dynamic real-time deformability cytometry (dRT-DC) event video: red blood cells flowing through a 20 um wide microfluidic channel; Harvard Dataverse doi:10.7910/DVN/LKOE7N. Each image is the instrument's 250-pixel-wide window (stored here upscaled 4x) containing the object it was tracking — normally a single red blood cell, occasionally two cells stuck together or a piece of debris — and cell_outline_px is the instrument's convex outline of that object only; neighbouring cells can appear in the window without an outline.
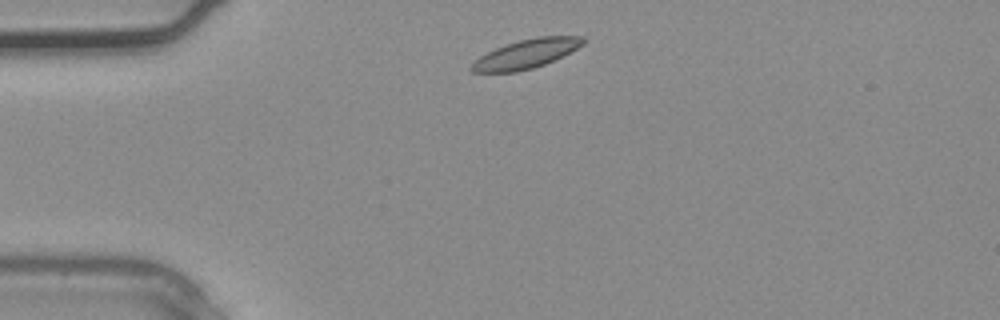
{"species": "common noctule bat (a hibernating species)", "species_latin": "Nyctalus noctula", "temperature_condition": "warm", "stored_images_in_passage": 1, "camera_frame_rate_fps": 3000, "um_per_image_px": 0.085, "animal": {"sex": "male", "body_mass_g": 20.4}, "frame": {"image": 1, "passage_image": 1, "time_ms": 0.0, "image_size_px": [1000, 320], "cell_outline_px": [[588, 40], [584, 44], [544, 64], [532, 68], [516, 72], [472, 72], [468, 68], [480, 56], [496, 48], [520, 40], [540, 36], [584, 36]], "centroid_in_image_um": [44.73, 4.57], "position_along_channel_um": 40.3, "area_um2": 18.5}}